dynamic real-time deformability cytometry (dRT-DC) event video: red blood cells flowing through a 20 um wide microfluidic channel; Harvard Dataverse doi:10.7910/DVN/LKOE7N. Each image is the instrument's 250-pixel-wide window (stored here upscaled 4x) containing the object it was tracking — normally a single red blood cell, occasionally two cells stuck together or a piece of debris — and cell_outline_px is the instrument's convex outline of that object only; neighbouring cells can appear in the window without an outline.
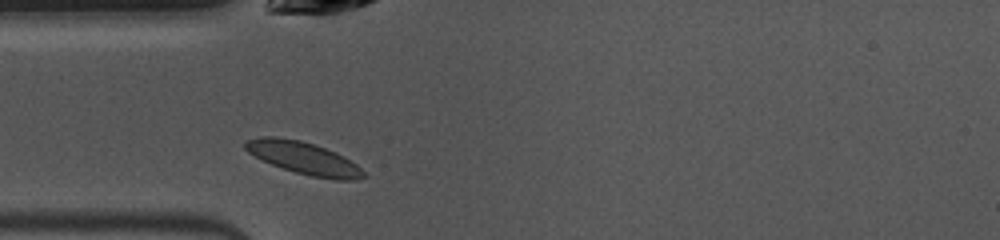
{"species": "common noctule bat (a hibernating species)", "species_latin": "Nyctalus noctula", "temperature_condition": "warm", "stored_images_in_passage": 34, "camera_frame_rate_fps": 3000, "um_per_image_px": 0.085, "animal": {"sex": "female", "body_mass_g": 10.0, "forearm_length_mm": 53.1}, "frame": {"image": 1, "passage_image": 1, "time_ms": 0.0, "image_size_px": [1000, 240], "cell_outline_px": [[368, 176], [356, 180], [336, 180], [312, 176], [296, 172], [272, 164], [248, 152], [244, 148], [244, 144], [248, 140], [260, 136], [276, 136], [300, 140], [336, 152], [344, 156], [356, 164]], "centroid_in_image_um": [25.85, 13.44], "position_along_channel_um": 59.2, "area_um2": 22.08}}
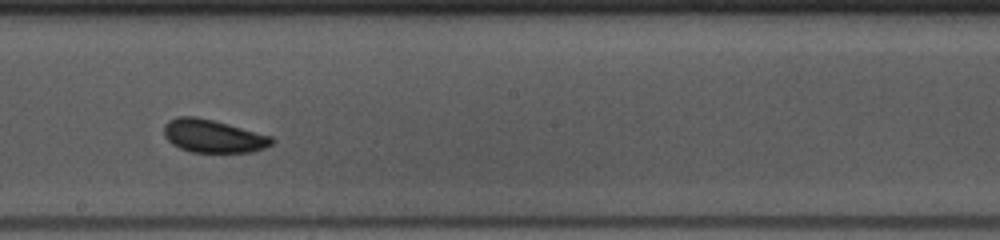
{"frame": {"image": 2, "passage_image": 14, "time_ms": 4.333, "image_size_px": [1000, 240], "cell_outline_px": [[276, 140], [272, 144], [264, 148], [252, 152], [192, 152], [180, 148], [172, 144], [164, 136], [164, 124], [168, 120], [176, 116], [196, 116], [228, 124], [272, 136]], "centroid_in_image_um": [18.1, 11.56], "position_along_channel_um": 230.1, "area_um2": 20.81}}
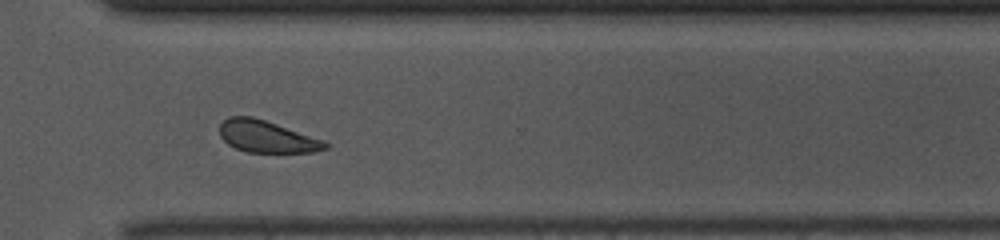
{"frame": {"image": 3, "passage_image": 23, "time_ms": 7.333, "image_size_px": [1000, 240], "cell_outline_px": [[332, 144], [328, 148], [312, 152], [244, 152], [228, 144], [220, 136], [220, 124], [228, 116], [252, 116], [324, 140]], "centroid_in_image_um": [22.68, 11.61], "position_along_channel_um": 347.9, "area_um2": 19.59}, "authors_computed_cell_mechanics": {"area_um2": 20.2589, "velocity_mm_per_s": 3.934, "shape_relaxation_time_tau1_ms": 6.5307, "shape_relaxation_time_tau2_ms": null, "deformation_change_tau1": 0.1366, "deformation_change_tau2": null}}